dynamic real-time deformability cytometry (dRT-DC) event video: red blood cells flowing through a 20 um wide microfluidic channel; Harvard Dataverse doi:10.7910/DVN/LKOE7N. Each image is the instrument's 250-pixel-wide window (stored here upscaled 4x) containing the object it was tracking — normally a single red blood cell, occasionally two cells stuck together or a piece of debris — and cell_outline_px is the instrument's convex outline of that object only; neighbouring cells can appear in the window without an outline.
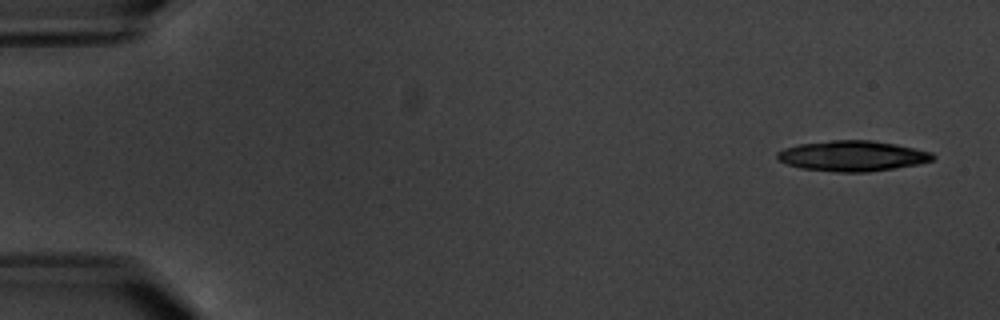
{"species": "common noctule bat (a hibernating species)", "species_latin": "Nyctalus noctula", "temperature_condition": "warm", "stored_images_in_passage": 11, "segment_of_instrument_passage": [1, 2], "camera_frame_rate_fps": 3000, "um_per_image_px": 0.085, "animal": {"sex": "male", "body_mass_g": 20.1, "forearm_length_mm": 53.5}, "frame": {"image": 1, "passage_image": 1, "time_ms": 0.0, "image_size_px": [1000, 320], "cell_outline_px": [[936, 156], [932, 160], [920, 164], [868, 172], [836, 172], [800, 168], [788, 164], [780, 160], [776, 156], [776, 152], [784, 148], [800, 144], [832, 140], [872, 140], [896, 144], [932, 152]], "centroid_in_image_um": [72.47, 13.25], "position_along_channel_um": 12.5, "area_um2": 27.63}}
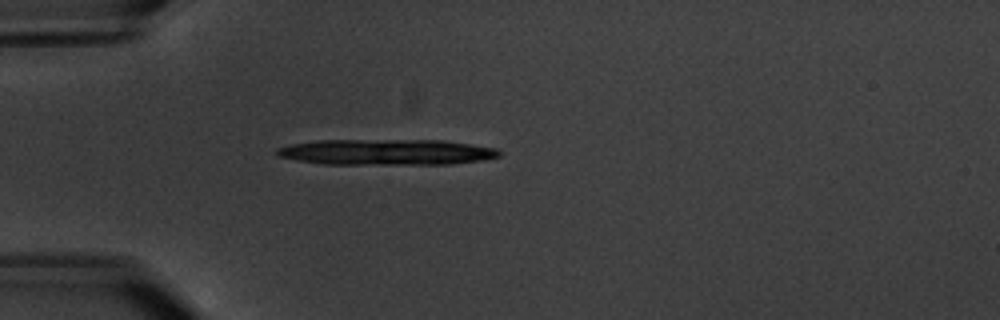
{"frame": {"image": 2, "passage_image": 4, "time_ms": 4.667, "image_size_px": [1000, 320], "cell_outline_px": [[500, 156], [484, 160], [448, 164], [324, 164], [296, 160], [276, 156], [276, 148], [292, 144], [316, 140], [440, 140], [496, 148], [500, 152]], "centroid_in_image_um": [32.81, 12.93], "position_along_channel_um": 52.2, "area_um2": 33.41}}